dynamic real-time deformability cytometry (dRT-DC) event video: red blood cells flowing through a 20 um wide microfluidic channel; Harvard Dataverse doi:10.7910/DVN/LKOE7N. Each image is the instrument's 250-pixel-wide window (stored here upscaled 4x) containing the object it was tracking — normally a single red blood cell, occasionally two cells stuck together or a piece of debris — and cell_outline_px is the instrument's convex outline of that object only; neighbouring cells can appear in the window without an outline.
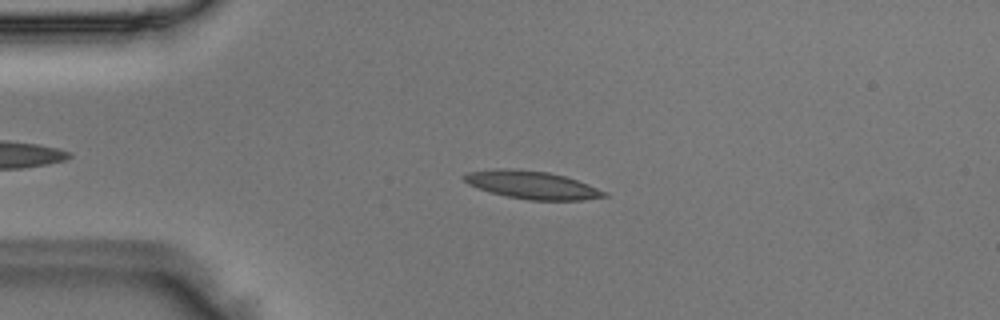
{"species": "Egyptian fruit bat (a non-hibernating species)", "species_latin": "Rousettus aegyptiacus", "temperature_condition": "room temperature", "stored_images_in_passage": 35, "camera_frame_rate_fps": 3000, "um_per_image_px": 0.085, "animal": {"sex": "male"}, "frame": {"image": 1, "passage_image": 1, "time_ms": 0.0, "image_size_px": [1000, 320], "cell_outline_px": [[608, 196], [584, 200], [528, 200], [508, 196], [476, 188], [468, 184], [460, 176], [468, 172], [496, 168], [512, 168], [548, 172], [564, 176], [588, 184], [608, 192]], "centroid_in_image_um": [45.2, 15.71], "position_along_channel_um": 39.8, "area_um2": 22.83}}
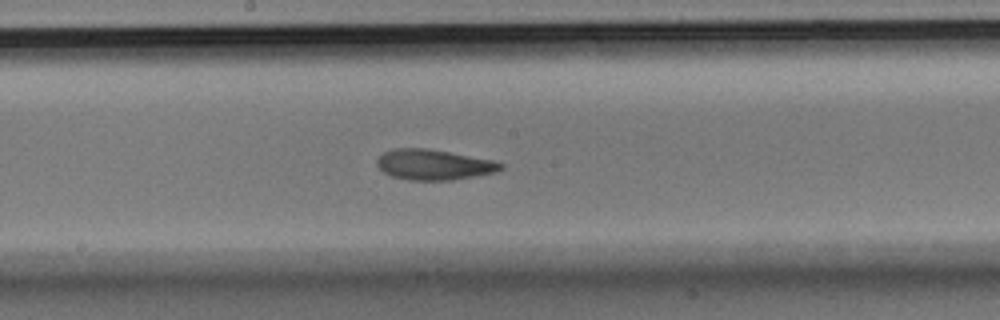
{"frame": {"image": 2, "passage_image": 16, "time_ms": 5.0, "image_size_px": [1000, 320], "cell_outline_px": [[504, 168], [496, 172], [452, 180], [408, 180], [392, 176], [384, 172], [376, 164], [376, 160], [384, 152], [392, 148], [424, 148], [448, 152], [492, 160], [504, 164]], "centroid_in_image_um": [36.86, 14.0], "position_along_channel_um": 211.3, "area_um2": 21.79}}
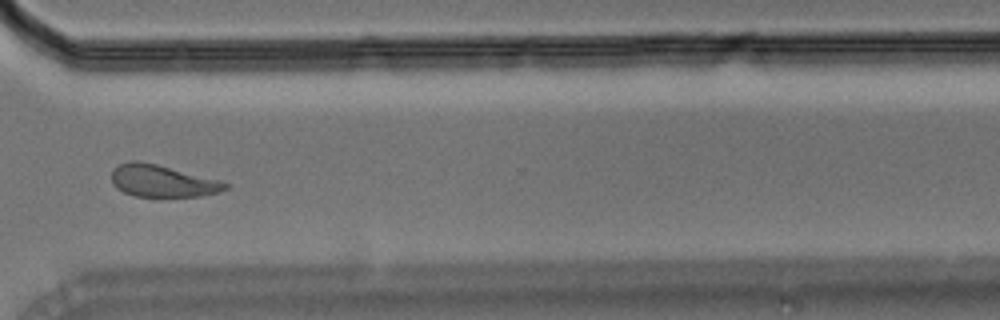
{"frame": {"image": 3, "passage_image": 27, "time_ms": 8.667, "image_size_px": [1000, 320], "cell_outline_px": [[228, 188], [220, 192], [200, 196], [136, 196], [124, 192], [116, 188], [112, 184], [112, 172], [120, 164], [128, 160], [136, 160], [156, 164], [216, 180], [228, 184]], "centroid_in_image_um": [13.75, 15.39], "position_along_channel_um": 356.9, "area_um2": 20.75}}